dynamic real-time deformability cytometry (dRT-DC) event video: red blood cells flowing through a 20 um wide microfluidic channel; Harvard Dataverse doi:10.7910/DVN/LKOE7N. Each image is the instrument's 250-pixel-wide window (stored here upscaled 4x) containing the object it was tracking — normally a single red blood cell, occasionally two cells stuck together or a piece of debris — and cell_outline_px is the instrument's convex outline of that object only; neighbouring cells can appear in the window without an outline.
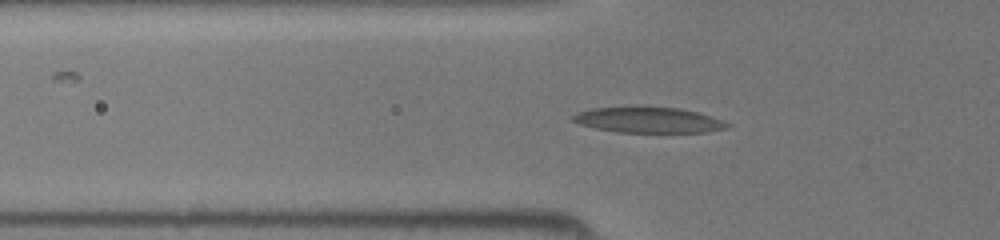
{"species": "common noctule bat (a hibernating species)", "species_latin": "Nyctalus noctula", "temperature_condition": "room temperature", "stored_images_in_passage": 35, "camera_frame_rate_fps": 3000, "um_per_image_px": 0.085, "animal": {"sex": "female", "body_mass_g": 19.5, "forearm_length_mm": 54.1}, "frame": {"image": 1, "passage_image": 10, "time_ms": 3.0, "image_size_px": [1000, 240], "cell_outline_px": [[732, 124], [728, 128], [704, 132], [616, 132], [596, 128], [580, 124], [572, 120], [572, 116], [576, 112], [592, 108], [632, 104], [644, 104], [680, 108], [700, 112]], "centroid_in_image_um": [55.09, 10.14], "position_along_channel_um": 70.7, "area_um2": 24.1}}
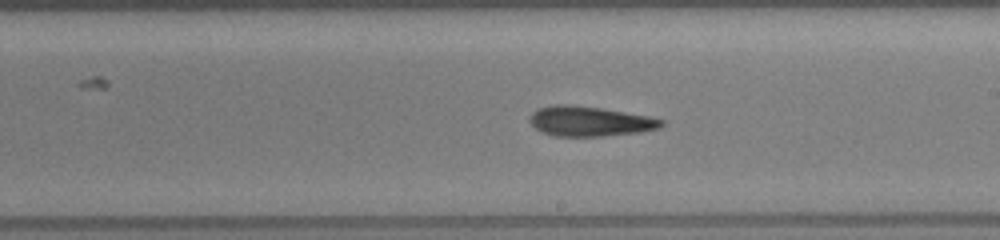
{"frame": {"image": 2, "passage_image": 21, "time_ms": 6.667, "image_size_px": [1000, 240], "cell_outline_px": [[664, 124], [660, 128], [640, 132], [604, 136], [556, 136], [544, 132], [536, 128], [528, 120], [528, 116], [536, 108], [552, 104], [572, 104], [600, 108], [648, 116], [664, 120]], "centroid_in_image_um": [50.1, 10.3], "position_along_channel_um": 238.9, "area_um2": 23.06}}
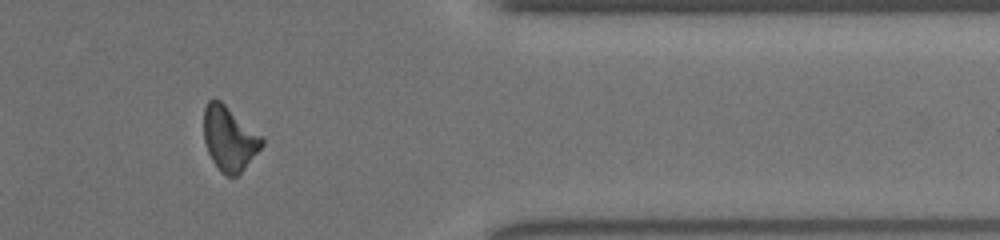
{"frame": {"image": 3, "passage_image": 32, "time_ms": 10.333, "image_size_px": [1000, 240], "cell_outline_px": [[264, 144], [244, 168], [236, 176], [228, 176], [220, 172], [212, 160], [208, 152], [204, 140], [204, 108], [208, 100], [220, 100], [260, 136], [264, 140]], "centroid_in_image_um": [19.46, 11.79], "position_along_channel_um": 391.9, "area_um2": 21.27}}